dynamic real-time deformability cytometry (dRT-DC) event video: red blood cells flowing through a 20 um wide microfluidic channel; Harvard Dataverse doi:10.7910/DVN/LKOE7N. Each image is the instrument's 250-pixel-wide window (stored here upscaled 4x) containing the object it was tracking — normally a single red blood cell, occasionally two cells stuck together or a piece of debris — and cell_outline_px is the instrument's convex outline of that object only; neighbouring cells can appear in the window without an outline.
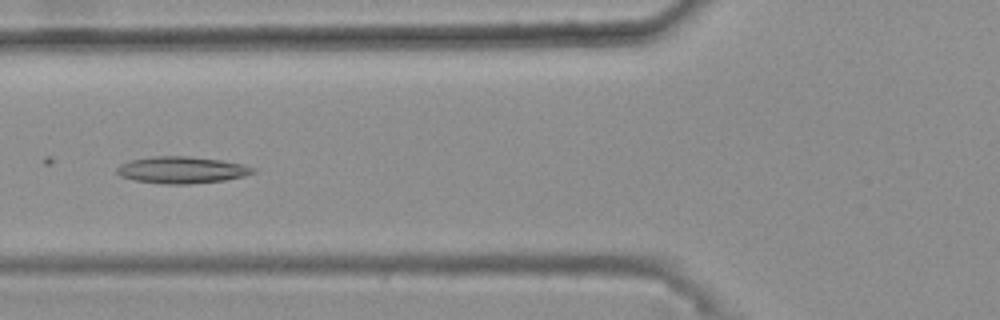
{"species": "common noctule bat (a hibernating species)", "species_latin": "Nyctalus noctula", "temperature_condition": "warm", "stored_images_in_passage": 46, "camera_frame_rate_fps": 3000, "um_per_image_px": 0.085, "animal": {"sex": "female", "body_mass_g": 25.1}, "frame": {"image": 1, "passage_image": 20, "time_ms": 6.333, "image_size_px": [1000, 320], "cell_outline_px": [[256, 172], [244, 176], [224, 180], [188, 184], [164, 184], [136, 180], [120, 176], [116, 172], [116, 168], [120, 164], [132, 160], [152, 156], [188, 156], [220, 160], [240, 164], [256, 168]], "centroid_in_image_um": [15.44, 14.44], "position_along_channel_um": 110.4, "area_um2": 21.1}}
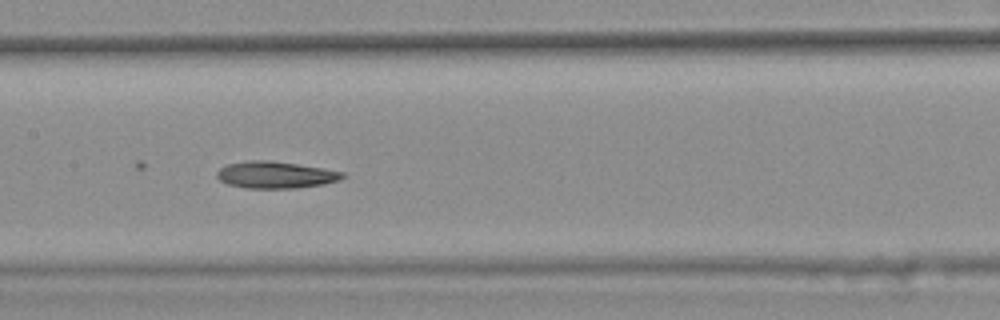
{"frame": {"image": 2, "passage_image": 26, "time_ms": 8.333, "image_size_px": [1000, 320], "cell_outline_px": [[348, 176], [340, 180], [324, 184], [296, 188], [248, 188], [228, 184], [220, 180], [216, 176], [216, 172], [224, 164], [248, 160], [268, 160], [324, 168], [344, 172]], "centroid_in_image_um": [23.43, 14.85], "position_along_channel_um": 184.0, "area_um2": 19.83}}
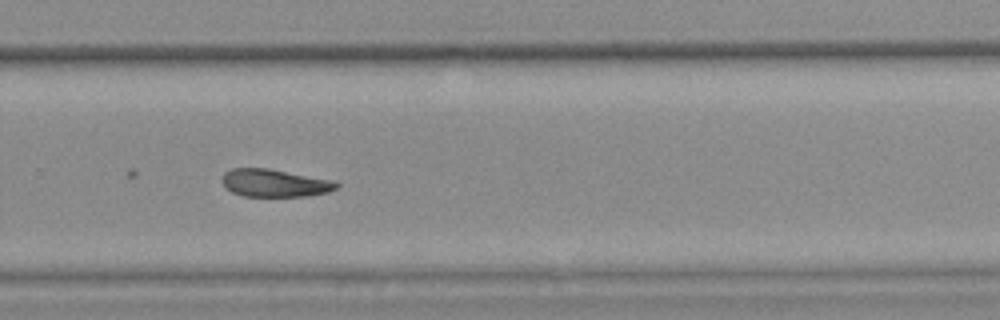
{"frame": {"image": 3, "passage_image": 36, "time_ms": 11.667, "image_size_px": [1000, 320], "cell_outline_px": [[340, 184], [336, 188], [328, 192], [308, 196], [244, 196], [232, 192], [220, 180], [224, 172], [232, 168], [268, 168], [336, 180]], "centroid_in_image_um": [23.37, 15.55], "position_along_channel_um": 306.4, "area_um2": 18.61}}